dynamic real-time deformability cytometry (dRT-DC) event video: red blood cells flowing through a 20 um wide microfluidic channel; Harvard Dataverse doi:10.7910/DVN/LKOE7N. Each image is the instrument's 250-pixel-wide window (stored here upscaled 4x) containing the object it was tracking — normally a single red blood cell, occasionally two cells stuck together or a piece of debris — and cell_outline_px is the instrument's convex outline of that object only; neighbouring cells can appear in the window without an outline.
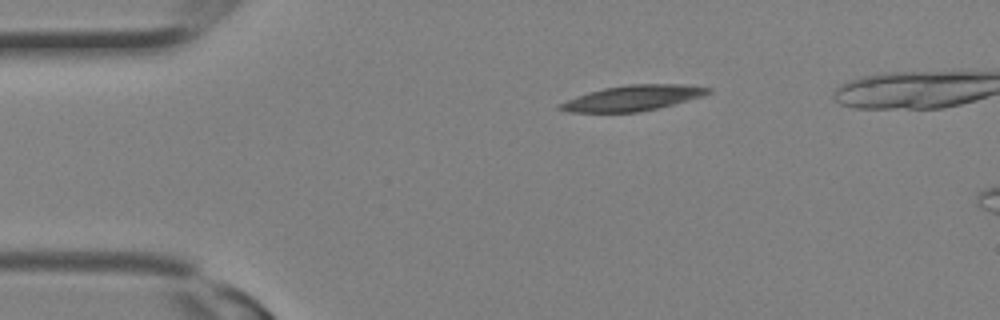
{"species": "Egyptian fruit bat (a non-hibernating species)", "species_latin": "Rousettus aegyptiacus", "temperature_condition": "room temperature", "stored_images_in_passage": 5, "camera_frame_rate_fps": 3000, "um_per_image_px": 0.085, "animal": {"sex": "female"}, "frame": {"image": 1, "passage_image": 1, "time_ms": 0.0, "image_size_px": [1000, 320], "cell_outline_px": [[712, 92], [704, 96], [660, 108], [636, 112], [568, 112], [556, 108], [556, 104], [576, 96], [588, 92], [604, 88], [628, 84], [680, 84], [712, 88]], "centroid_in_image_um": [53.78, 8.33], "position_along_channel_um": 31.2, "area_um2": 22.14}}